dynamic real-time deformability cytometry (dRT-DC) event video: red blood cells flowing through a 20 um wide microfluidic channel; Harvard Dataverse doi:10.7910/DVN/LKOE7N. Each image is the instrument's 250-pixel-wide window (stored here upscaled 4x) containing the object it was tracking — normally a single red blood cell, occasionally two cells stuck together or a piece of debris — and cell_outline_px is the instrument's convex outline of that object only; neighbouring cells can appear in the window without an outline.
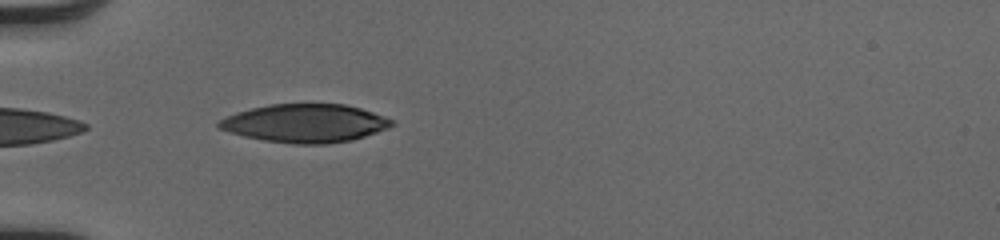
{"species": "human", "species_latin": "Homo sapiens", "temperature_condition": "cold", "stored_images_in_passage": 8, "camera_frame_rate_fps": 3000, "um_per_image_px": 0.085, "donor": {"sex": "male"}, "frame": {"image": 1, "passage_image": 1, "time_ms": 0.0, "image_size_px": [1000, 240], "cell_outline_px": [[396, 124], [388, 128], [352, 140], [324, 144], [292, 144], [264, 140], [244, 136], [228, 132], [216, 128], [216, 124], [220, 120], [236, 112], [268, 104], [344, 104], [360, 108], [384, 116], [392, 120]], "centroid_in_image_um": [25.91, 10.48], "position_along_channel_um": 59.1, "area_um2": 38.55}}
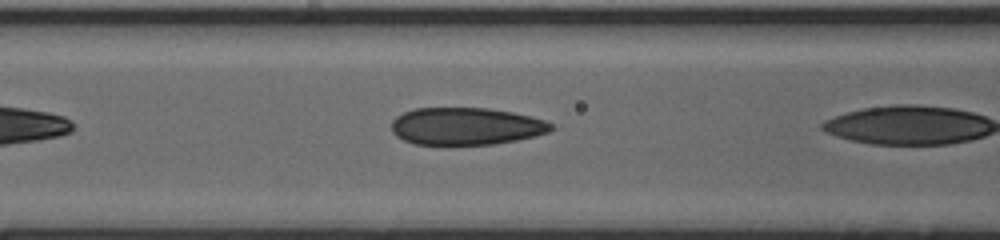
{"frame": {"image": 2, "passage_image": 4, "time_ms": 1.0, "image_size_px": [1000, 240], "cell_outline_px": [[552, 128], [548, 132], [536, 136], [516, 140], [492, 144], [416, 144], [404, 140], [396, 136], [392, 132], [392, 120], [396, 116], [404, 112], [416, 108], [488, 108], [512, 112], [544, 120], [552, 124]], "centroid_in_image_um": [39.59, 10.72], "position_along_channel_um": 127.0, "area_um2": 34.51}}